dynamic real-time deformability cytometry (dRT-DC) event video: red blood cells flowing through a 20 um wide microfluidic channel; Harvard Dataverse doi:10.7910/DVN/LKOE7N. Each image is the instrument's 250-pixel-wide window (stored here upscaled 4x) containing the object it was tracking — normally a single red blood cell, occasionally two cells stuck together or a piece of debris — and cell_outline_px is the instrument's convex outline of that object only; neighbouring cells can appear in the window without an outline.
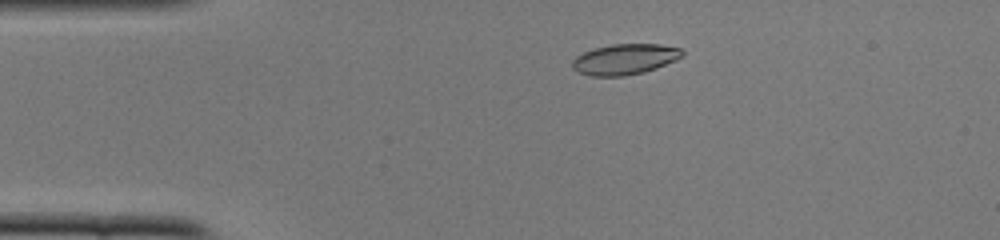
{"species": "common noctule bat (a hibernating species)", "species_latin": "Nyctalus noctula", "temperature_condition": "cold", "stored_images_in_passage": 48, "camera_frame_rate_fps": 3000, "um_per_image_px": 0.085, "animal": {"sex": "female", "body_mass_g": 22.0, "forearm_length_mm": 56.7}, "frame": {"image": 1, "passage_image": 7, "time_ms": 2.0, "image_size_px": [1000, 240], "cell_outline_px": [[684, 56], [676, 60], [656, 68], [644, 72], [624, 76], [592, 76], [580, 72], [572, 68], [572, 60], [576, 56], [592, 48], [612, 44], [660, 44], [680, 48], [684, 52]], "centroid_in_image_um": [53.12, 5.03], "position_along_channel_um": 31.9, "area_um2": 19.71}}
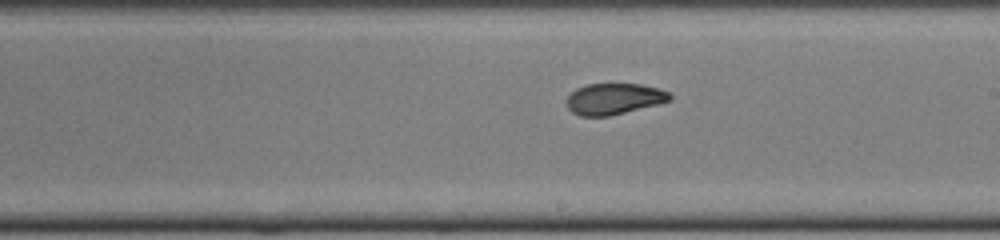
{"frame": {"image": 2, "passage_image": 26, "time_ms": 8.333, "image_size_px": [1000, 240], "cell_outline_px": [[672, 100], [608, 116], [580, 116], [572, 112], [568, 108], [568, 96], [576, 88], [588, 84], [640, 84], [660, 88], [668, 92], [672, 96]], "centroid_in_image_um": [52.2, 8.39], "position_along_channel_um": 236.8, "area_um2": 18.5}}
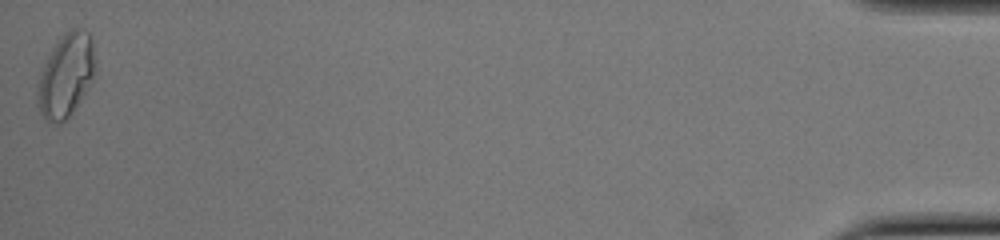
{"frame": {"image": 3, "passage_image": 48, "time_ms": 15.667, "image_size_px": [1000, 240], "cell_outline_px": [[96, 72], [92, 80], [72, 112], [60, 124], [48, 124], [44, 120], [36, 104], [36, 88], [40, 72], [52, 48], [64, 32], [72, 28], [84, 28], [88, 32], [92, 40], [96, 64]], "centroid_in_image_um": [5.58, 6.42], "position_along_channel_um": 429.6, "area_um2": 28.5}, "authors_computed_cell_mechanics": {"area_um2": 19.5075, "velocity_mm_per_s": 3.9164, "shape_relaxation_time_tau1_ms": null, "shape_relaxation_time_tau2_ms": 2.0909, "deformation_change_tau1": null, "deformation_change_tau2": 0.0614}}